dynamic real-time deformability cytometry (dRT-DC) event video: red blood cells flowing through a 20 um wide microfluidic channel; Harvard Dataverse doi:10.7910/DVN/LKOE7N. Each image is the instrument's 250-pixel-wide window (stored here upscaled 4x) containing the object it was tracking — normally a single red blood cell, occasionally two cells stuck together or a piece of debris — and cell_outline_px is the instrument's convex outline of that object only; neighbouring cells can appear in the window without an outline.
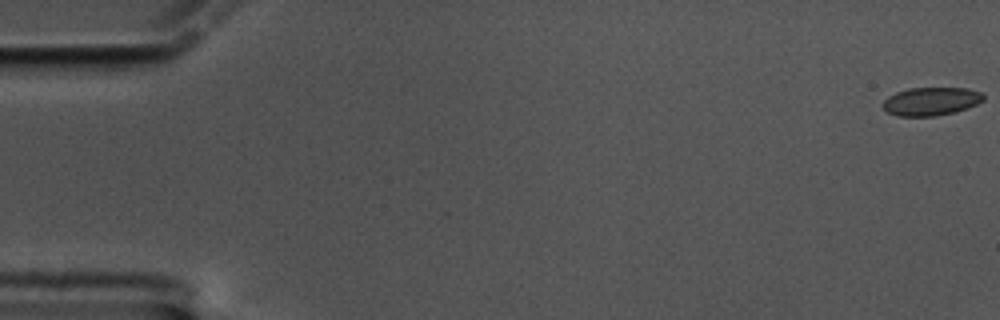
{"species": "common noctule bat (a hibernating species)", "species_latin": "Nyctalus noctula", "temperature_condition": "cold", "stored_images_in_passage": 61, "camera_frame_rate_fps": 3000, "um_per_image_px": 0.085, "animal": {"sex": "male", "body_mass_g": 17.5, "forearm_length_mm": 52.3}, "frame": {"image": 1, "passage_image": 1, "time_ms": 0.0, "image_size_px": [1000, 320], "cell_outline_px": [[984, 100], [968, 108], [956, 112], [936, 116], [896, 116], [888, 112], [884, 108], [884, 100], [888, 96], [896, 92], [908, 88], [968, 88], [980, 92], [984, 96]], "centroid_in_image_um": [79.15, 8.61], "position_along_channel_um": 5.8, "area_um2": 16.59}}
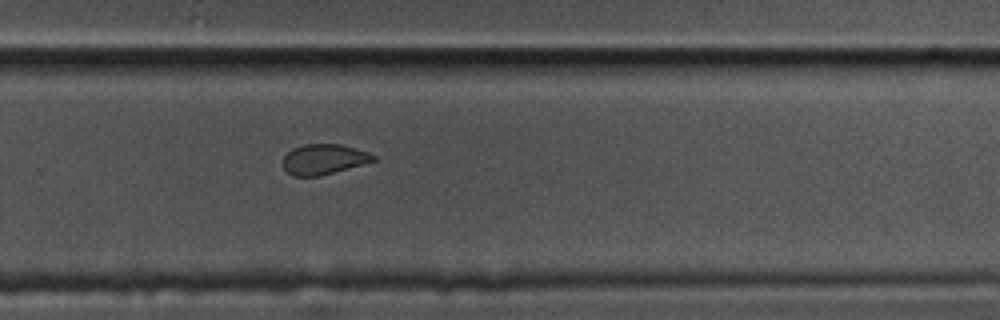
{"frame": {"image": 2, "passage_image": 41, "time_ms": 13.333, "image_size_px": [1000, 320], "cell_outline_px": [[376, 160], [320, 176], [292, 176], [284, 168], [284, 156], [292, 148], [304, 144], [340, 144], [356, 148], [368, 152], [376, 156]], "centroid_in_image_um": [27.52, 13.53], "position_along_channel_um": 302.3, "area_um2": 15.84}}
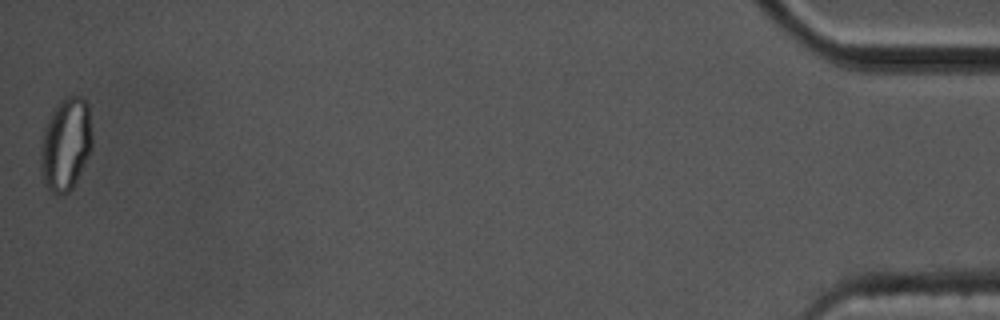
{"frame": {"image": 3, "passage_image": 61, "time_ms": 20.0, "image_size_px": [1000, 320], "cell_outline_px": [[92, 148], [72, 188], [68, 192], [60, 196], [56, 196], [44, 184], [40, 172], [40, 148], [44, 128], [56, 104], [60, 100], [68, 96], [80, 96], [88, 104], [92, 136]], "centroid_in_image_um": [5.57, 12.28], "position_along_channel_um": 429.6, "area_um2": 28.03}, "authors_computed_cell_mechanics": {"area_um2": 16.9932, "velocity_mm_per_s": 3.3356, "shape_relaxation_time_tau1_ms": null, "shape_relaxation_time_tau2_ms": 1.4231, "deformation_change_tau1": null, "deformation_change_tau2": 0.0385}}